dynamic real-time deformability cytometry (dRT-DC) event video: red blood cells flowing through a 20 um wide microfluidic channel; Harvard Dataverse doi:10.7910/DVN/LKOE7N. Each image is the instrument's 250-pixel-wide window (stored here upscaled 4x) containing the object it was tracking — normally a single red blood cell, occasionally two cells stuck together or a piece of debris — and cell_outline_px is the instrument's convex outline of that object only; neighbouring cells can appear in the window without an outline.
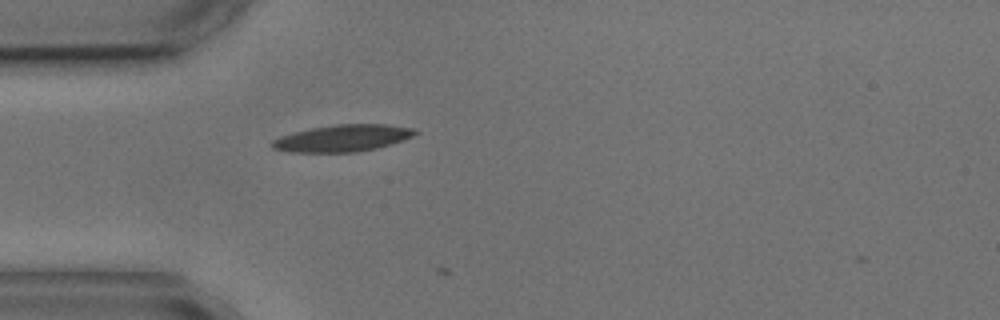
{"species": "common noctule bat (a hibernating species)", "species_latin": "Nyctalus noctula", "temperature_condition": "cold", "stored_images_in_passage": 1, "camera_frame_rate_fps": 3000, "um_per_image_px": 0.085, "animal": {"sex": "male", "body_mass_g": 17.9, "forearm_length_mm": 54.2}, "frame": {"image": 1, "passage_image": 1, "time_ms": 0.0, "image_size_px": [1000, 320], "cell_outline_px": [[420, 132], [404, 140], [392, 144], [376, 148], [356, 152], [292, 152], [272, 148], [272, 140], [280, 136], [312, 128], [336, 124], [388, 124], [412, 128]], "centroid_in_image_um": [29.16, 11.74], "position_along_channel_um": 55.8, "area_um2": 22.25}}